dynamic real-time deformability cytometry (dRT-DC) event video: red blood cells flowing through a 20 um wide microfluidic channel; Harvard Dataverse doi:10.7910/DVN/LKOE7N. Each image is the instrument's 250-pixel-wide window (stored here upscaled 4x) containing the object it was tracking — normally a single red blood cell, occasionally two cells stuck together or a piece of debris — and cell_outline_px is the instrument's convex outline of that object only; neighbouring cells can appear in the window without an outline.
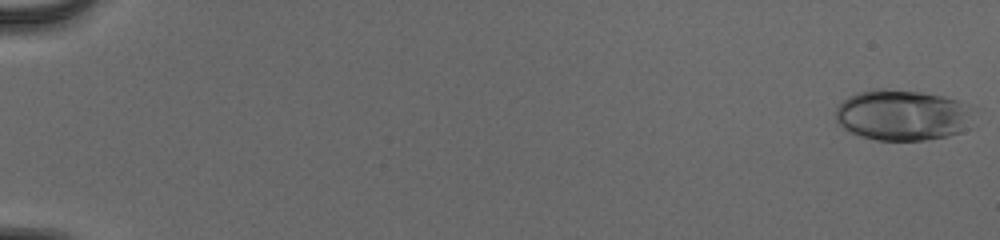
{"species": "human", "species_latin": "Homo sapiens", "temperature_condition": "cold", "stored_images_in_passage": 54, "camera_frame_rate_fps": 3000, "um_per_image_px": 0.085, "donor": {"sex": "male"}, "frame": {"image": 1, "passage_image": 1, "time_ms": 0.0, "image_size_px": [1000, 240], "cell_outline_px": [[976, 108], [972, 128], [948, 136], [924, 140], [876, 140], [860, 136], [844, 128], [836, 120], [836, 108], [848, 96], [856, 92], [872, 88], [884, 88], [920, 92], [944, 96], [968, 104]], "centroid_in_image_um": [76.79, 9.78], "position_along_channel_um": 8.2, "area_um2": 41.67}}
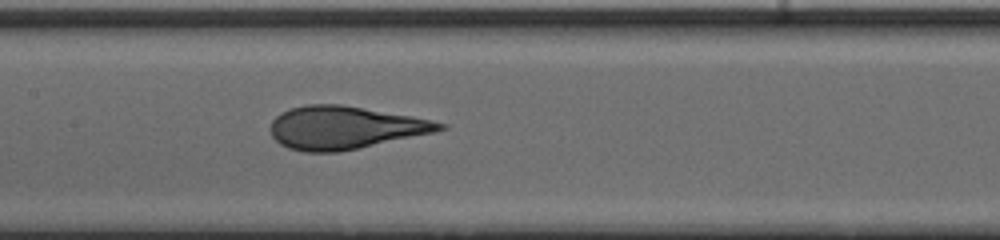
{"frame": {"image": 2, "passage_image": 29, "time_ms": 9.333, "image_size_px": [1000, 240], "cell_outline_px": [[448, 128], [436, 132], [336, 152], [304, 152], [288, 148], [280, 144], [272, 136], [268, 128], [272, 120], [280, 112], [288, 108], [308, 104], [340, 104], [412, 116], [432, 120], [448, 124]], "centroid_in_image_um": [29.27, 10.84], "position_along_channel_um": 178.1, "area_um2": 42.31}}
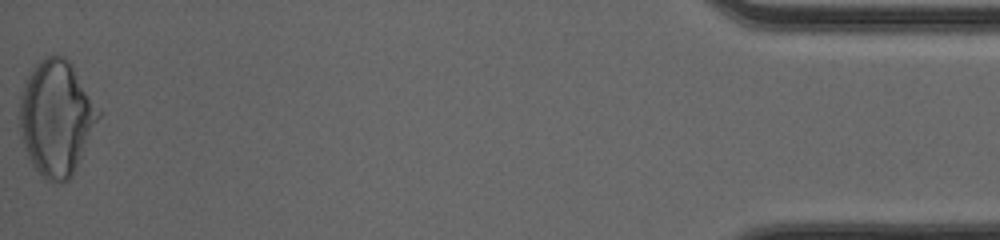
{"frame": {"image": 3, "passage_image": 54, "time_ms": 17.667, "image_size_px": [1000, 240], "cell_outline_px": [[100, 116], [76, 168], [72, 176], [68, 180], [52, 184], [44, 180], [40, 176], [32, 164], [28, 156], [20, 136], [20, 92], [28, 76], [36, 64], [44, 56], [52, 52], [64, 56], [72, 64], [100, 108]], "centroid_in_image_um": [4.78, 10.01], "position_along_channel_um": 430.4, "area_um2": 53.29}, "authors_computed_cell_mechanics": {"area_um2": 41.8183, "velocity_mm_per_s": 4.005, "shape_relaxation_time_tau1_ms": 4.3918, "shape_relaxation_time_tau2_ms": 0.8284, "deformation_change_tau1": 0.1692, "deformation_change_tau2": 0.0525}}